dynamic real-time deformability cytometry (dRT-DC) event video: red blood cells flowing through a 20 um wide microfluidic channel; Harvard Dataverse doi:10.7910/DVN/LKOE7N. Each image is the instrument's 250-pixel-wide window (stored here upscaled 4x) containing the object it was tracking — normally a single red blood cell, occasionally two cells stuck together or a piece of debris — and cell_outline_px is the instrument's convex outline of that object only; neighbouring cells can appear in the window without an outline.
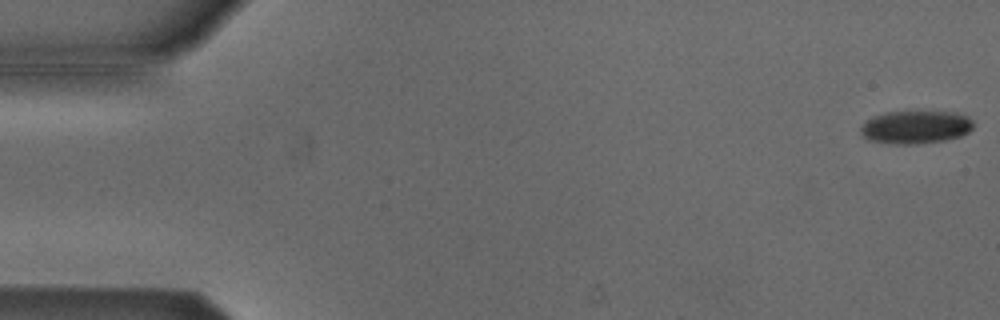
{"species": "Egyptian fruit bat (a non-hibernating species)", "species_latin": "Rousettus aegyptiacus", "temperature_condition": "cold", "stored_images_in_passage": 54, "camera_frame_rate_fps": 3000, "um_per_image_px": 0.085, "animal": {"sex": "male"}, "frame": {"image": 1, "passage_image": 1, "time_ms": 0.0, "image_size_px": [1000, 320], "cell_outline_px": [[972, 128], [968, 132], [960, 136], [944, 140], [916, 144], [896, 144], [868, 140], [860, 132], [860, 128], [872, 116], [888, 112], [956, 112], [968, 116], [972, 120]], "centroid_in_image_um": [77.83, 10.81], "position_along_channel_um": 7.2, "area_um2": 21.5}}
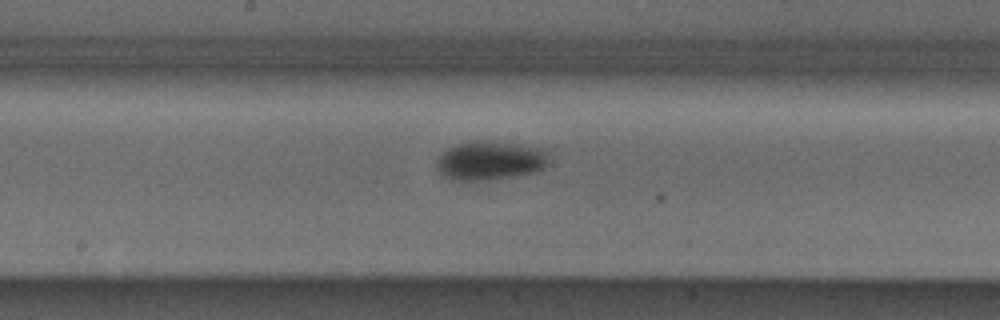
{"frame": {"image": 2, "passage_image": 28, "time_ms": 9.0, "image_size_px": [1000, 320], "cell_outline_px": [[552, 148], [548, 164], [544, 168], [536, 172], [488, 180], [452, 180], [444, 176], [436, 168], [436, 160], [440, 152], [456, 144], [472, 140], [484, 140]], "centroid_in_image_um": [41.72, 13.62], "position_along_channel_um": 206.5, "area_um2": 26.3}}
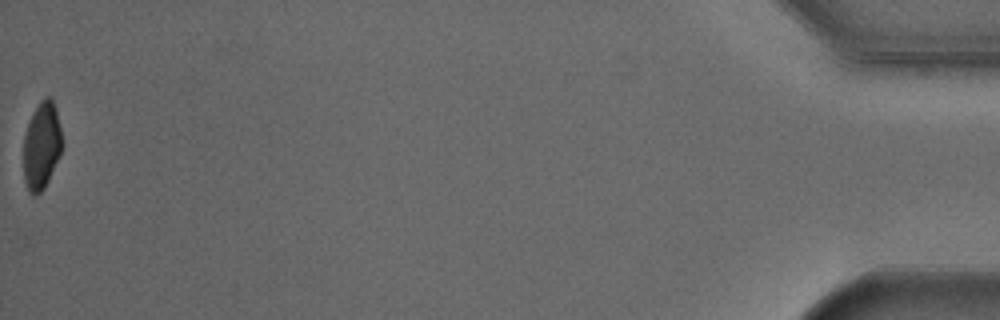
{"frame": {"image": 3, "passage_image": 54, "time_ms": 17.667, "image_size_px": [1000, 320], "cell_outline_px": [[64, 144], [60, 156], [44, 188], [36, 196], [28, 192], [24, 180], [24, 136], [32, 112], [40, 100], [44, 96], [52, 96], [56, 108]], "centroid_in_image_um": [3.56, 12.35], "position_along_channel_um": 431.6, "area_um2": 20.0}}